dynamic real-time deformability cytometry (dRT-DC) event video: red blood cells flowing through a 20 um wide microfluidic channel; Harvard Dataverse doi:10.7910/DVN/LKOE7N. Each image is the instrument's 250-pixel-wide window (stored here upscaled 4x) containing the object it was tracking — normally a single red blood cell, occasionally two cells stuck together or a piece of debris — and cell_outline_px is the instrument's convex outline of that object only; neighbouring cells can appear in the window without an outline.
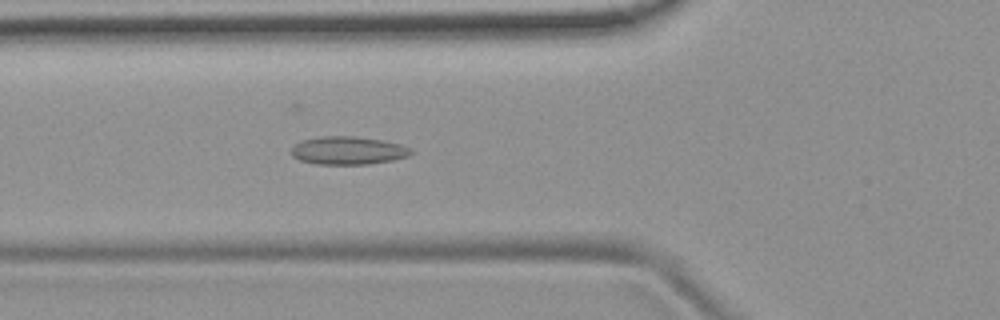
{"species": "common noctule bat (a hibernating species)", "species_latin": "Nyctalus noctula", "temperature_condition": "room temperature", "stored_images_in_passage": 46, "camera_frame_rate_fps": 3000, "um_per_image_px": 0.085, "animal": {"sex": "female", "body_mass_g": 19.9}, "frame": {"image": 1, "passage_image": 11, "time_ms": 3.333, "image_size_px": [1000, 320], "cell_outline_px": [[412, 152], [408, 156], [392, 160], [368, 164], [316, 164], [300, 160], [292, 156], [292, 148], [300, 140], [320, 136], [356, 136], [384, 140], [400, 144], [412, 148]], "centroid_in_image_um": [29.59, 12.78], "position_along_channel_um": 96.2, "area_um2": 19.65}}
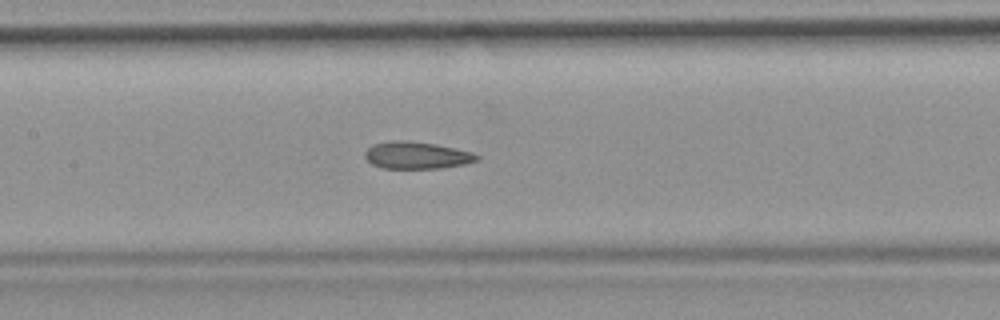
{"frame": {"image": 2, "passage_image": 17, "time_ms": 5.333, "image_size_px": [1000, 320], "cell_outline_px": [[480, 160], [464, 164], [440, 168], [380, 168], [372, 164], [364, 156], [364, 152], [372, 144], [392, 140], [408, 140], [436, 144], [472, 152], [480, 156]], "centroid_in_image_um": [35.41, 13.19], "position_along_channel_um": 172.0, "area_um2": 17.8}}
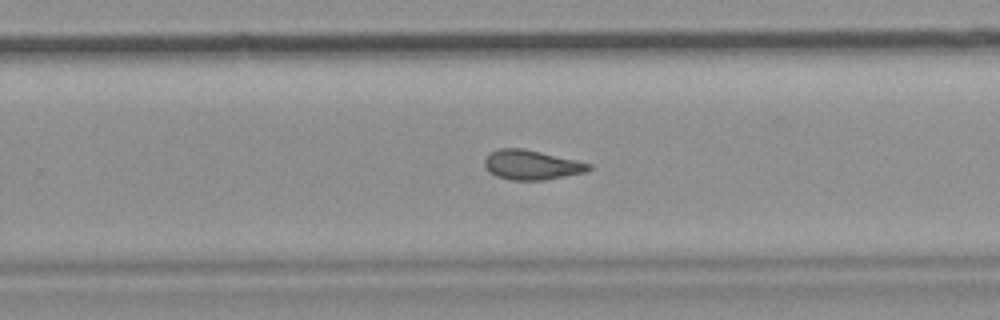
{"frame": {"image": 3, "passage_image": 26, "time_ms": 8.333, "image_size_px": [1000, 320], "cell_outline_px": [[592, 168], [588, 172], [544, 180], [508, 180], [496, 176], [484, 164], [484, 160], [492, 152], [500, 148], [524, 148], [576, 160], [592, 164]], "centroid_in_image_um": [45.24, 14.02], "position_along_channel_um": 284.6, "area_um2": 17.92}, "authors_computed_cell_mechanics": {"area_um2": 18.1203, "velocity_mm_per_s": 3.7762, "shape_relaxation_time_tau1_ms": null, "shape_relaxation_time_tau2_ms": 2.2996, "deformation_change_tau1": null, "deformation_change_tau2": 0.0714}}